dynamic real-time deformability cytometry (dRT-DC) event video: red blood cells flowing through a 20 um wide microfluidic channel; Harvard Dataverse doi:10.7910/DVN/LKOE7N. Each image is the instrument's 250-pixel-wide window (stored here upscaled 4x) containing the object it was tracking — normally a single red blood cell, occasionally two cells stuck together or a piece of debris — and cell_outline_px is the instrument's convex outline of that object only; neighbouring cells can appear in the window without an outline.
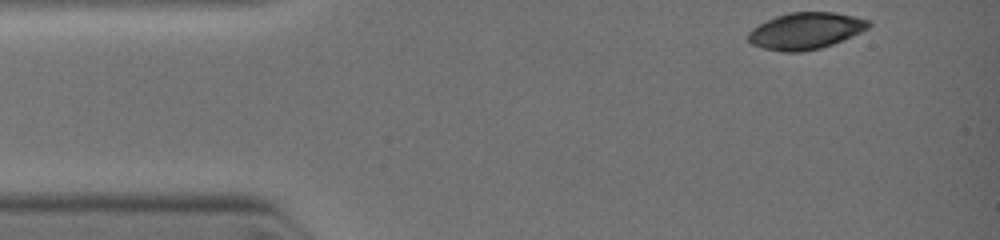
{"species": "common noctule bat (a hibernating species)", "species_latin": "Nyctalus noctula", "temperature_condition": "warm", "stored_images_in_passage": 9, "camera_frame_rate_fps": 3000, "um_per_image_px": 0.085, "animal": {"sex": "female", "body_mass_g": 19.0, "forearm_length_mm": 51.5}, "frame": {"image": 1, "passage_image": 1, "time_ms": 0.0, "image_size_px": [1000, 240], "cell_outline_px": [[872, 24], [868, 28], [860, 32], [832, 44], [820, 48], [800, 52], [784, 52], [764, 48], [752, 44], [748, 40], [748, 32], [752, 28], [776, 16], [792, 12], [832, 12], [852, 16], [868, 20]], "centroid_in_image_um": [68.46, 2.62], "position_along_channel_um": 16.5, "area_um2": 25.32}}
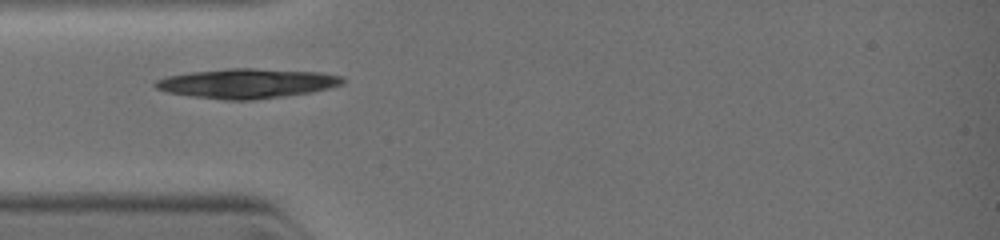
{"frame": {"image": 2, "passage_image": 6, "time_ms": 2.333, "image_size_px": [1000, 240], "cell_outline_px": [[344, 80], [340, 84], [328, 88], [312, 92], [252, 100], [224, 100], [192, 96], [168, 92], [156, 88], [152, 84], [156, 80], [168, 76], [192, 72], [228, 68], [252, 68], [320, 72], [340, 76]], "centroid_in_image_um": [20.95, 7.09], "position_along_channel_um": 64.0, "area_um2": 32.02}}
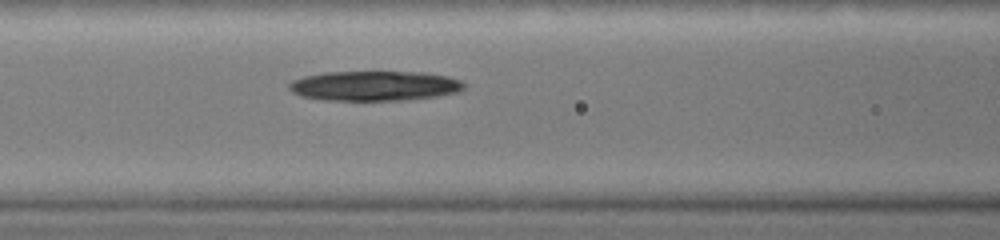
{"frame": {"image": 3, "passage_image": 9, "time_ms": 3.667, "image_size_px": [1000, 240], "cell_outline_px": [[464, 88], [456, 92], [436, 96], [400, 100], [328, 100], [300, 96], [292, 92], [288, 88], [288, 84], [292, 80], [304, 76], [324, 72], [424, 72], [444, 76], [460, 80], [464, 84]], "centroid_in_image_um": [31.77, 7.29], "position_along_channel_um": 134.8, "area_um2": 30.23}}